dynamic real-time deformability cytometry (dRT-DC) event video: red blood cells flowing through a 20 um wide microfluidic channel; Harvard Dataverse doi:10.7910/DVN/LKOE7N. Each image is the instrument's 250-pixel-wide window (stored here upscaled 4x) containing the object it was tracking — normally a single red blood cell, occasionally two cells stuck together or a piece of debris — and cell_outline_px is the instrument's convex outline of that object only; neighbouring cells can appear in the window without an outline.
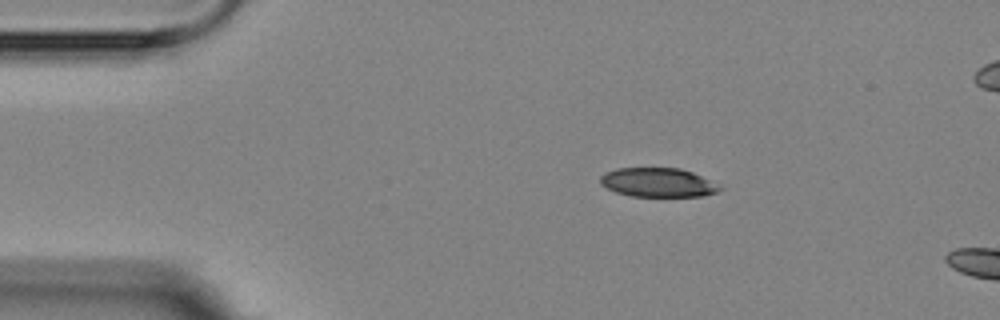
{"species": "Egyptian fruit bat (a non-hibernating species)", "species_latin": "Rousettus aegyptiacus", "temperature_condition": "room temperature", "stored_images_in_passage": 3, "camera_frame_rate_fps": 3000, "um_per_image_px": 0.085, "animal": {"sex": "female"}, "frame": {"image": 1, "passage_image": 1, "time_ms": 0.0, "image_size_px": [1000, 320], "cell_outline_px": [[724, 188], [720, 192], [704, 196], [632, 196], [616, 192], [600, 184], [600, 176], [604, 172], [616, 168], [680, 168], [692, 172]], "centroid_in_image_um": [55.92, 15.51], "position_along_channel_um": 29.1, "area_um2": 20.23}}